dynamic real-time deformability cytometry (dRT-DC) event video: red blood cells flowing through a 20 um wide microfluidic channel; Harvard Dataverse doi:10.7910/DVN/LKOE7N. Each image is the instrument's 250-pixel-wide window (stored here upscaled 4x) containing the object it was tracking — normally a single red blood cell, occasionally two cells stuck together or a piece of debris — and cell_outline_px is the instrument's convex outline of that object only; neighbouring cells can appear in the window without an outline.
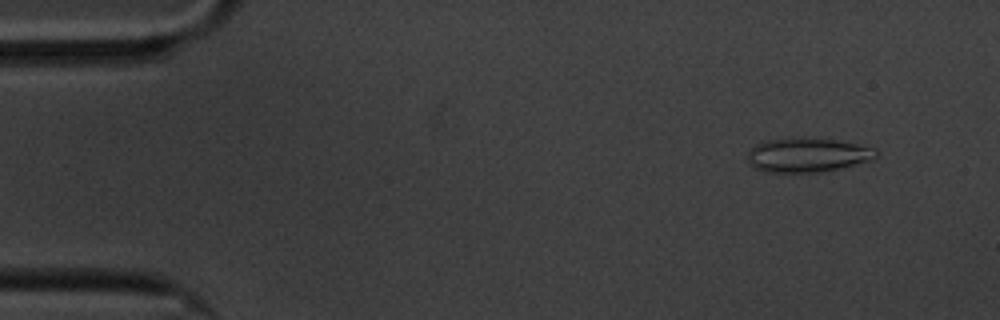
{"species": "common noctule bat (a hibernating species)", "species_latin": "Nyctalus noctula", "temperature_condition": "cold", "stored_images_in_passage": 16, "camera_frame_rate_fps": 3000, "um_per_image_px": 0.085, "animal": {"sex": "male", "body_mass_g": 20.1, "forearm_length_mm": 53.5}, "frame": {"image": 1, "passage_image": 5, "time_ms": 1.333, "image_size_px": [1000, 320], "cell_outline_px": [[876, 156], [872, 160], [844, 168], [820, 172], [764, 172], [748, 164], [748, 152], [756, 144], [764, 140], [840, 140], [876, 148]], "centroid_in_image_um": [68.67, 13.22], "position_along_channel_um": 16.3, "area_um2": 25.14}}